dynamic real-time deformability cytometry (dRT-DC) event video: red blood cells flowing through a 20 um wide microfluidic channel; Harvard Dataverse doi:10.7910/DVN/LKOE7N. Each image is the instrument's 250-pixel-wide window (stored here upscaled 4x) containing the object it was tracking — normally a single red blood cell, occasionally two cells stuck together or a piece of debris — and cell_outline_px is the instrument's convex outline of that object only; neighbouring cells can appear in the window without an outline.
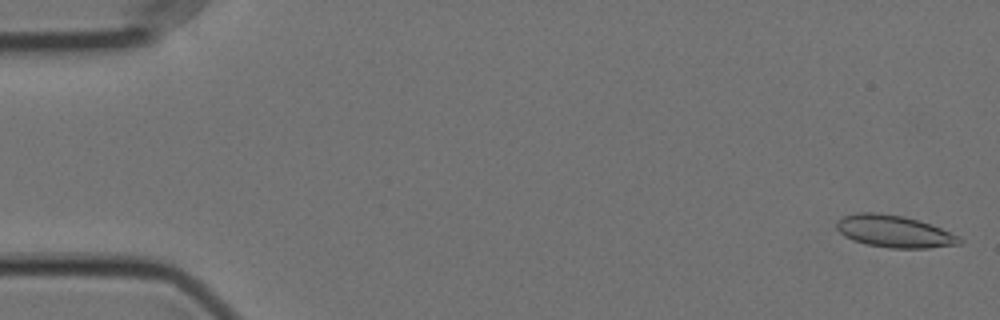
{"species": "Egyptian fruit bat (a non-hibernating species)", "species_latin": "Rousettus aegyptiacus", "temperature_condition": "cold", "stored_images_in_passage": 24, "camera_frame_rate_fps": 3000, "um_per_image_px": 0.085, "animal": {"sex": "female"}, "frame": {"image": 1, "passage_image": 2, "time_ms": 0.333, "image_size_px": [1000, 320], "cell_outline_px": [[964, 240], [960, 244], [928, 248], [888, 248], [868, 244], [852, 240], [844, 236], [836, 228], [836, 224], [844, 216], [856, 212], [876, 212], [904, 216], [940, 228], [960, 236]], "centroid_in_image_um": [76.01, 19.67], "position_along_channel_um": 9.0, "area_um2": 22.89}}
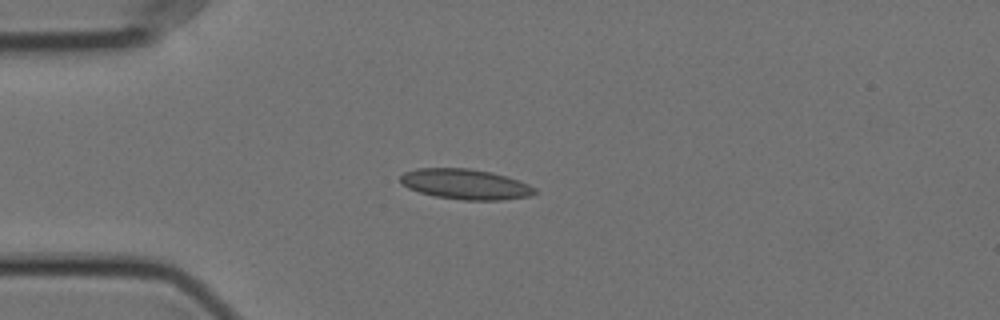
{"frame": {"image": 2, "passage_image": 15, "time_ms": 4.667, "image_size_px": [1000, 320], "cell_outline_px": [[536, 192], [528, 196], [504, 200], [464, 200], [436, 196], [420, 192], [408, 188], [400, 184], [400, 176], [404, 172], [416, 168], [468, 168], [492, 172], [508, 176], [528, 184], [536, 188]], "centroid_in_image_um": [39.55, 15.65], "position_along_channel_um": 45.5, "area_um2": 23.81}}
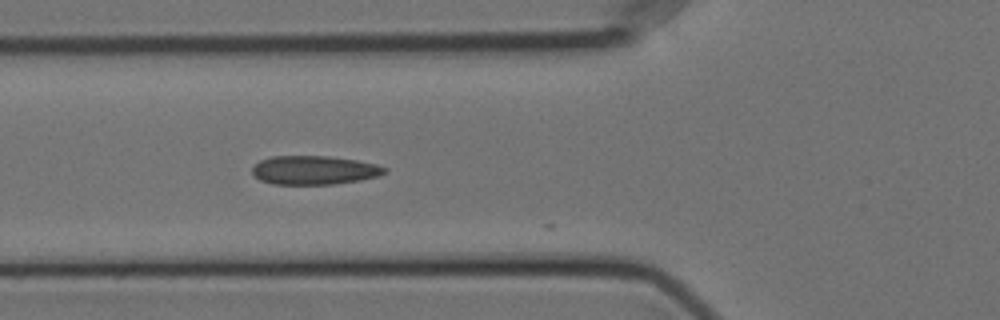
{"frame": {"image": 3, "passage_image": 21, "time_ms": 6.667, "image_size_px": [1000, 320], "cell_outline_px": [[388, 172], [380, 176], [360, 180], [332, 184], [272, 184], [260, 180], [252, 172], [252, 168], [260, 160], [272, 156], [328, 156], [356, 160], [376, 164], [388, 168]], "centroid_in_image_um": [26.74, 14.46], "position_along_channel_um": 99.1, "area_um2": 22.25}}